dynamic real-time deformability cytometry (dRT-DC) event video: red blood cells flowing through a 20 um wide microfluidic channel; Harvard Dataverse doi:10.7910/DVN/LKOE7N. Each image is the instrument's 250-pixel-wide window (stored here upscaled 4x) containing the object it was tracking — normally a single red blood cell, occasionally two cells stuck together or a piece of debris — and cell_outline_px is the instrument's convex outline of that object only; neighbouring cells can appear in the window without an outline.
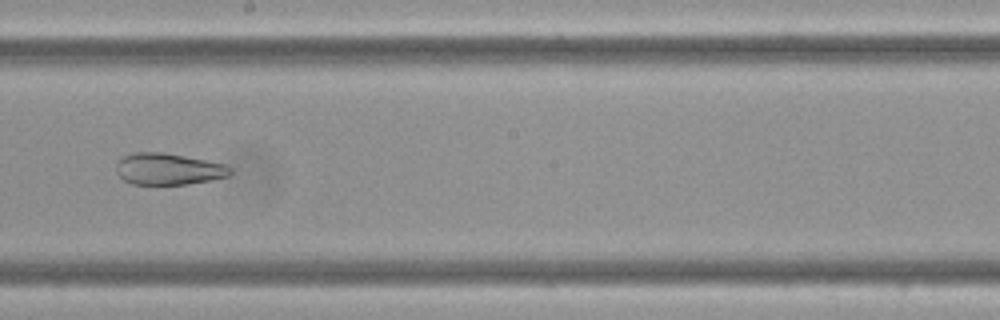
{"species": "Egyptian fruit bat (a non-hibernating species)", "species_latin": "Rousettus aegyptiacus", "temperature_condition": "cold", "stored_images_in_passage": 9, "camera_frame_rate_fps": 3000, "um_per_image_px": 0.085, "frame": {"image": 1, "passage_image": 8, "time_ms": 2.333, "image_size_px": [1000, 320], "cell_outline_px": [[232, 172], [228, 176], [212, 180], [184, 184], [132, 184], [124, 180], [116, 172], [116, 164], [124, 156], [132, 152], [164, 152], [228, 164], [232, 168]], "centroid_in_image_um": [14.34, 14.36], "position_along_channel_um": 233.9, "area_um2": 21.1}}